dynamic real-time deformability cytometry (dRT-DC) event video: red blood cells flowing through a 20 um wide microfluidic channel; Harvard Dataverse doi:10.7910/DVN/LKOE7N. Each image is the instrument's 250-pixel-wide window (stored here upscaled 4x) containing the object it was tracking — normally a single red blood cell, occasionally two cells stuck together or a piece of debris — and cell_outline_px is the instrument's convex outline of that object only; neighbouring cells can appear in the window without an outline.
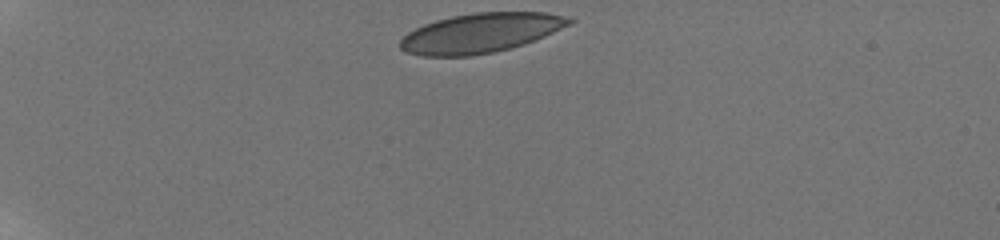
{"species": "human", "species_latin": "Homo sapiens", "temperature_condition": "room temperature", "stored_images_in_passage": 12, "camera_frame_rate_fps": 3000, "um_per_image_px": 0.085, "donor": {"sex": "male"}, "frame": {"image": 1, "passage_image": 1, "time_ms": 0.0, "image_size_px": [1000, 240], "cell_outline_px": [[576, 20], [572, 24], [544, 36], [524, 44], [492, 52], [468, 56], [424, 56], [408, 52], [400, 48], [400, 40], [408, 32], [424, 24], [436, 20], [452, 16], [476, 12], [548, 12], [564, 16]], "centroid_in_image_um": [40.87, 2.79], "position_along_channel_um": 44.1, "area_um2": 38.73}}